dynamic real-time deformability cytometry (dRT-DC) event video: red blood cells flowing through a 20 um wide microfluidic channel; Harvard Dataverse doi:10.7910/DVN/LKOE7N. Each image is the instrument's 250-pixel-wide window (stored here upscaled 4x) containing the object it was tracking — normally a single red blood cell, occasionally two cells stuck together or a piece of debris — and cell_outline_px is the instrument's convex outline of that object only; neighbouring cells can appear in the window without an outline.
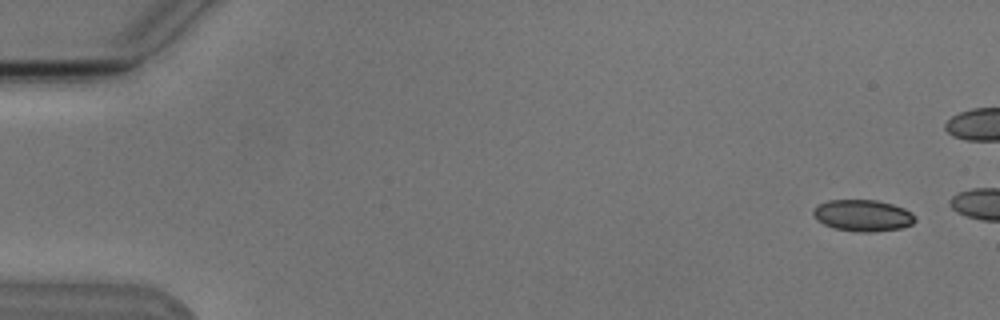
{"species": "Egyptian fruit bat (a non-hibernating species)", "species_latin": "Rousettus aegyptiacus", "temperature_condition": "cold", "stored_images_in_passage": 5, "camera_frame_rate_fps": 3000, "um_per_image_px": 0.085, "animal": {"sex": "male"}, "frame": {"image": 1, "passage_image": 1, "time_ms": 0.0, "image_size_px": [1000, 320], "cell_outline_px": [[916, 220], [912, 224], [900, 228], [872, 232], [860, 232], [836, 228], [824, 224], [816, 220], [812, 212], [820, 204], [828, 200], [876, 200], [892, 204], [904, 208], [912, 212], [916, 216]], "centroid_in_image_um": [73.37, 18.31], "position_along_channel_um": 11.6, "area_um2": 18.61}}
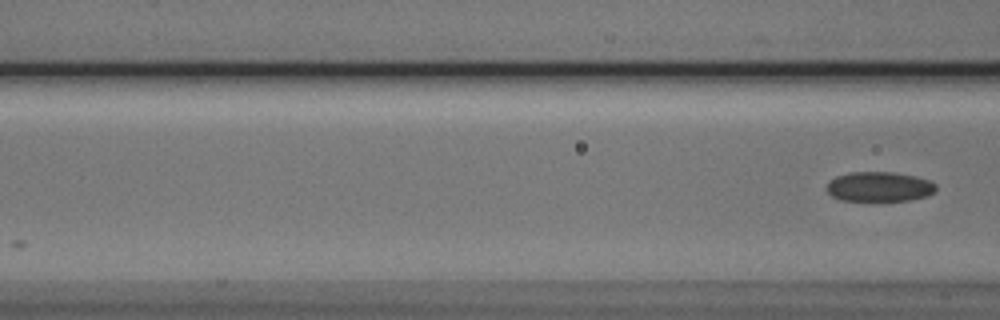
{"frame": {"image": 2, "passage_image": 5, "time_ms": 5.667, "image_size_px": [1000, 320], "cell_outline_px": [[936, 192], [928, 196], [912, 200], [876, 204], [872, 204], [840, 200], [832, 196], [828, 192], [828, 180], [836, 176], [848, 172], [896, 172], [916, 176], [928, 180], [936, 184]], "centroid_in_image_um": [74.75, 15.93], "position_along_channel_um": 91.9, "area_um2": 20.17}}